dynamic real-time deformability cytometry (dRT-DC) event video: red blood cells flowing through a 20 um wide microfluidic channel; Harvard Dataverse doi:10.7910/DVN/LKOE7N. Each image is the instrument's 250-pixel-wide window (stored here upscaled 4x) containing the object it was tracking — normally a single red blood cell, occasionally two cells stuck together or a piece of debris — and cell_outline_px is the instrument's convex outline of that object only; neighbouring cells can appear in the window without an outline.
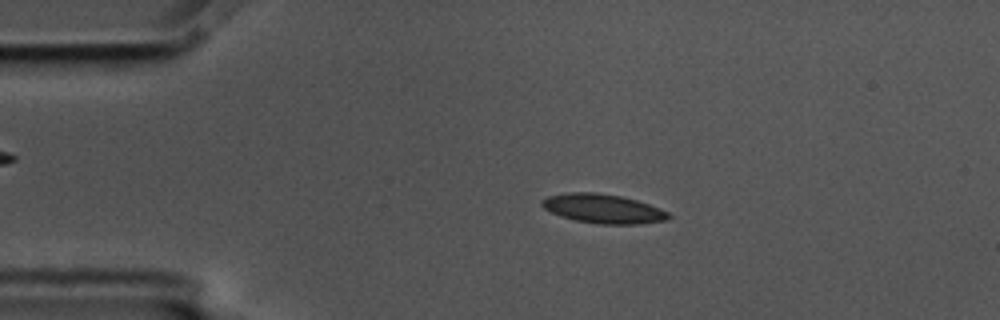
{"species": "common noctule bat (a hibernating species)", "species_latin": "Nyctalus noctula", "temperature_condition": "cold", "stored_images_in_passage": 56, "camera_frame_rate_fps": 3000, "um_per_image_px": 0.085, "animal": {"sex": "male", "body_mass_g": 17.5, "forearm_length_mm": 52.3}, "frame": {"image": 1, "passage_image": 11, "time_ms": 3.333, "image_size_px": [1000, 320], "cell_outline_px": [[672, 216], [668, 220], [640, 224], [596, 224], [576, 220], [560, 216], [544, 208], [540, 204], [540, 200], [548, 196], [568, 192], [596, 192], [620, 196], [636, 200], [660, 208], [668, 212]], "centroid_in_image_um": [51.27, 17.74], "position_along_channel_um": 33.7, "area_um2": 21.62}}
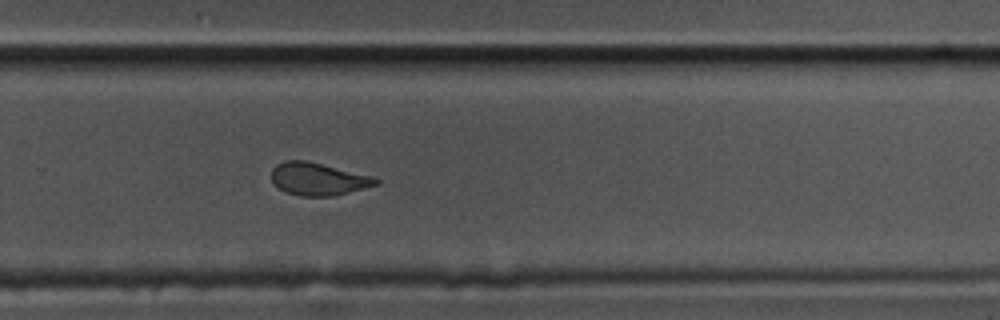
{"frame": {"image": 2, "passage_image": 37, "time_ms": 12.0, "image_size_px": [1000, 320], "cell_outline_px": [[380, 184], [332, 196], [300, 196], [284, 192], [272, 184], [272, 168], [276, 164], [284, 160], [304, 160], [372, 176], [380, 180]], "centroid_in_image_um": [27.0, 15.22], "position_along_channel_um": 302.8, "area_um2": 19.83}}
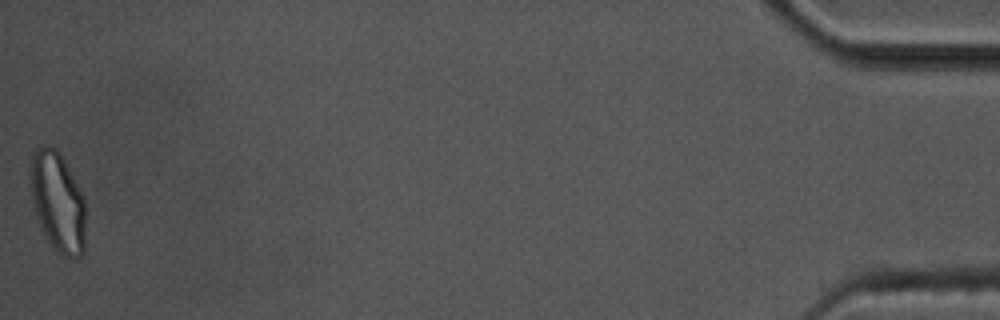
{"frame": {"image": 3, "passage_image": 56, "time_ms": 18.333, "image_size_px": [1000, 320], "cell_outline_px": [[84, 252], [80, 256], [64, 256], [44, 236], [36, 212], [32, 196], [28, 176], [32, 156], [36, 148], [44, 144], [52, 144], [60, 152], [84, 200]], "centroid_in_image_um": [4.87, 17.08], "position_along_channel_um": 430.3, "area_um2": 31.67}, "authors_computed_cell_mechanics": {"area_um2": 20.808, "velocity_mm_per_s": 3.561, "shape_relaxation_time_tau1_ms": 5.9362, "shape_relaxation_time_tau2_ms": 1.7857, "deformation_change_tau1": 0.1534, "deformation_change_tau2": 0.0558}}